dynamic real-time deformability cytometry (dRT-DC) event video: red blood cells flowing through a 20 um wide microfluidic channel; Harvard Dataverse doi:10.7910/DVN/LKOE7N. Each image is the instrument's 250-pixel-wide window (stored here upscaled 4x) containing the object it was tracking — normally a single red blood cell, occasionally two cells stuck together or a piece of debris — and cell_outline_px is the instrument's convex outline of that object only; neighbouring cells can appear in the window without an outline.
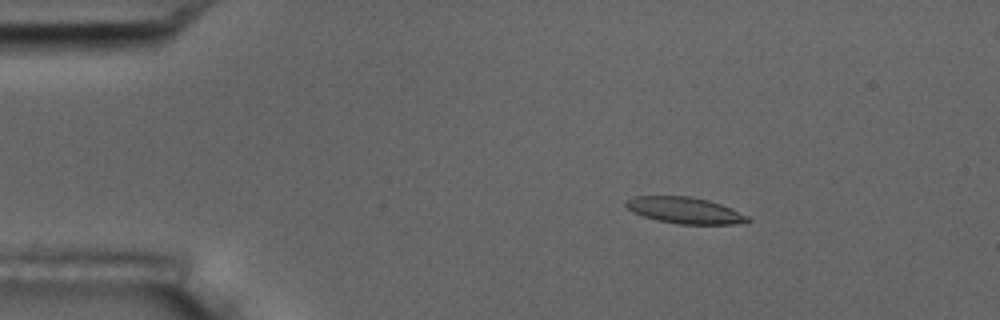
{"species": "common noctule bat (a hibernating species)", "species_latin": "Nyctalus noctula", "temperature_condition": "room temperature", "stored_images_in_passage": 5, "camera_frame_rate_fps": 3000, "um_per_image_px": 0.085, "animal": {"sex": "male", "body_mass_g": 17.5, "forearm_length_mm": 52.3}, "frame": {"image": 1, "passage_image": 2, "time_ms": 1.333, "image_size_px": [1000, 320], "cell_outline_px": [[752, 220], [732, 224], [680, 224], [656, 220], [632, 212], [624, 204], [628, 200], [636, 196], [688, 196], [708, 200], [720, 204], [748, 216]], "centroid_in_image_um": [58.18, 17.88], "position_along_channel_um": 26.8, "area_um2": 18.38}}